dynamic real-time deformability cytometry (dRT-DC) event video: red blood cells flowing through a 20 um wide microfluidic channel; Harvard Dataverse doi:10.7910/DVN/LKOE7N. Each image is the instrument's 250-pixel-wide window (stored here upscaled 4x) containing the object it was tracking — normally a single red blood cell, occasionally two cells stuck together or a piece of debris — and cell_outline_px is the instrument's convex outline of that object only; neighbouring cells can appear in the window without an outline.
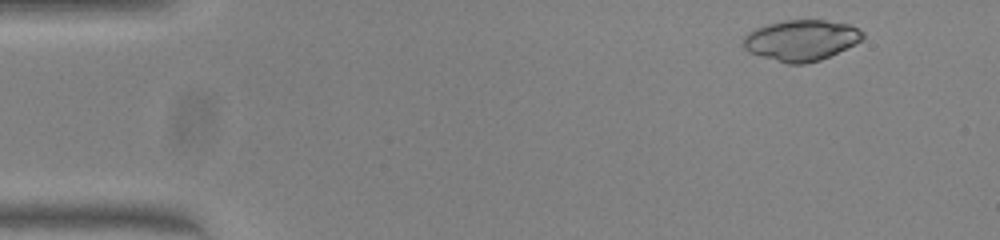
{"species": "common noctule bat (a hibernating species)", "species_latin": "Nyctalus noctula", "temperature_condition": "warm", "stored_images_in_passage": 50, "camera_frame_rate_fps": 3000, "um_per_image_px": 0.085, "animal": {"sex": "female", "body_mass_g": 23.0, "forearm_length_mm": 53.4}, "frame": {"image": 1, "passage_image": 4, "time_ms": 1.0, "image_size_px": [1000, 240], "cell_outline_px": [[864, 36], [860, 40], [820, 60], [804, 64], [788, 64], [760, 56], [748, 52], [740, 44], [744, 36], [748, 32], [756, 28], [768, 24], [784, 20], [824, 20], [848, 24], [860, 28], [864, 32]], "centroid_in_image_um": [68.04, 3.42], "position_along_channel_um": 17.0, "area_um2": 28.32}}